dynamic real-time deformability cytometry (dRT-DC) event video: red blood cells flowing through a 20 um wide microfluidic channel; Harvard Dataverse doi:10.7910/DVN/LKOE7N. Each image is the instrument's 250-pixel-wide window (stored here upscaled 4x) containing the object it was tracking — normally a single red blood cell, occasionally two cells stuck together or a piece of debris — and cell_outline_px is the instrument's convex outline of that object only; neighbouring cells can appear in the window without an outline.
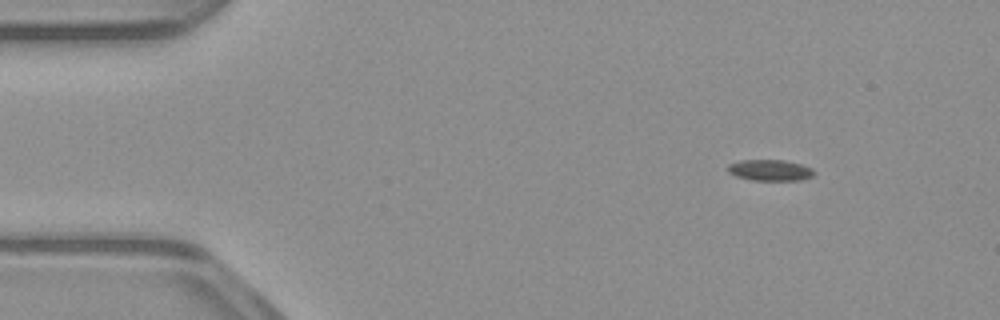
{"species": "common noctule bat (a hibernating species)", "species_latin": "Nyctalus noctula", "temperature_condition": "warm", "stored_images_in_passage": 47, "camera_frame_rate_fps": 3000, "um_per_image_px": 0.085, "animal": {"sex": "male", "body_mass_g": 23.1, "forearm_length_mm": 52.7}, "frame": {"image": 1, "passage_image": 1, "time_ms": 0.0, "image_size_px": [1000, 320], "cell_outline_px": [[816, 172], [812, 176], [800, 180], [752, 180], [736, 176], [728, 172], [728, 164], [740, 160], [784, 160], [800, 164], [812, 168]], "centroid_in_image_um": [65.45, 14.46], "position_along_channel_um": 19.5, "area_um2": 10.58}}
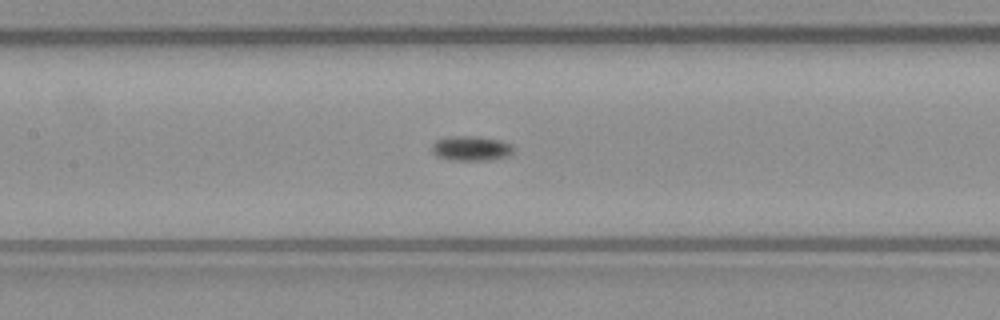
{"frame": {"image": 2, "passage_image": 19, "time_ms": 6.0, "image_size_px": [1000, 320], "cell_outline_px": [[512, 152], [508, 156], [488, 160], [448, 160], [436, 156], [432, 152], [432, 144], [436, 140], [448, 136], [480, 136], [500, 140], [512, 144]], "centroid_in_image_um": [40.01, 12.6], "position_along_channel_um": 167.4, "area_um2": 11.91}}
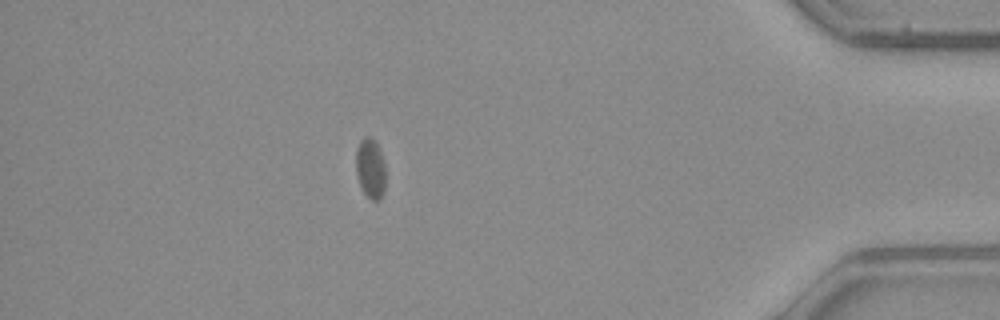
{"frame": {"image": 3, "passage_image": 41, "time_ms": 13.333, "image_size_px": [1000, 320], "cell_outline_px": [[384, 192], [380, 200], [372, 200], [364, 192], [356, 176], [356, 148], [360, 140], [364, 136], [372, 136], [384, 160]], "centroid_in_image_um": [31.47, 14.29], "position_along_channel_um": 403.7, "area_um2": 10.35}}